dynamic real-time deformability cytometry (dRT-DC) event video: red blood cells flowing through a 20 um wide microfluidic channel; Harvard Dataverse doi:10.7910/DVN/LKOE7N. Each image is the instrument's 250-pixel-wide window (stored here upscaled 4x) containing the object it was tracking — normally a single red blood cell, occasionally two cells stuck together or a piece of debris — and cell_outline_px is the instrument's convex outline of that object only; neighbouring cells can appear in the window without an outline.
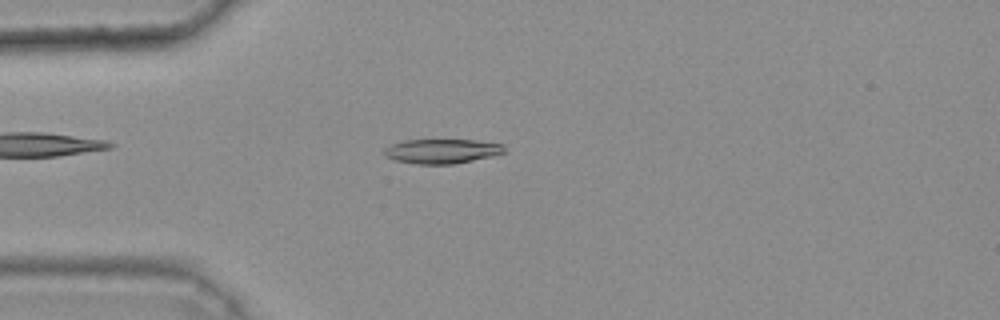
{"species": "common noctule bat (a hibernating species)", "species_latin": "Nyctalus noctula", "temperature_condition": "warm", "stored_images_in_passage": 39, "camera_frame_rate_fps": 3000, "um_per_image_px": 0.085, "animal": {"sex": "female", "body_mass_g": 25.1}, "frame": {"image": 1, "passage_image": 9, "time_ms": 2.667, "image_size_px": [1000, 320], "cell_outline_px": [[504, 152], [492, 156], [452, 164], [416, 164], [396, 160], [384, 156], [384, 148], [392, 144], [404, 140], [476, 140], [504, 144]], "centroid_in_image_um": [37.54, 12.84], "position_along_channel_um": 47.5, "area_um2": 17.05}}
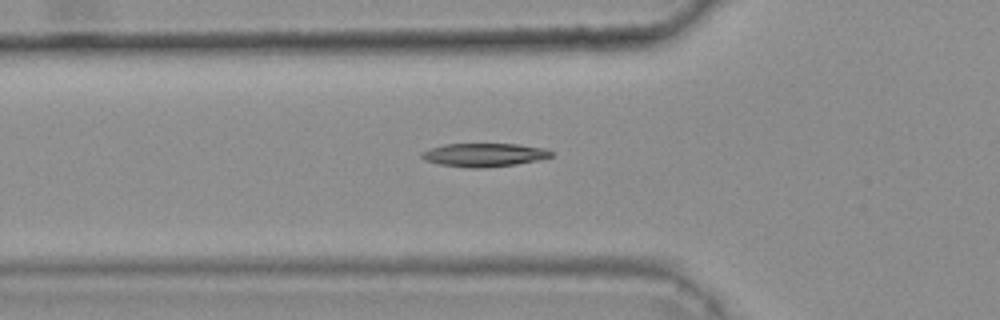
{"frame": {"image": 2, "passage_image": 13, "time_ms": 4.0, "image_size_px": [1000, 320], "cell_outline_px": [[552, 156], [536, 160], [516, 164], [484, 168], [468, 168], [440, 164], [424, 160], [420, 156], [420, 152], [444, 144], [520, 144], [548, 148], [552, 152]], "centroid_in_image_um": [41.15, 13.16], "position_along_channel_um": 84.6, "area_um2": 17.74}}
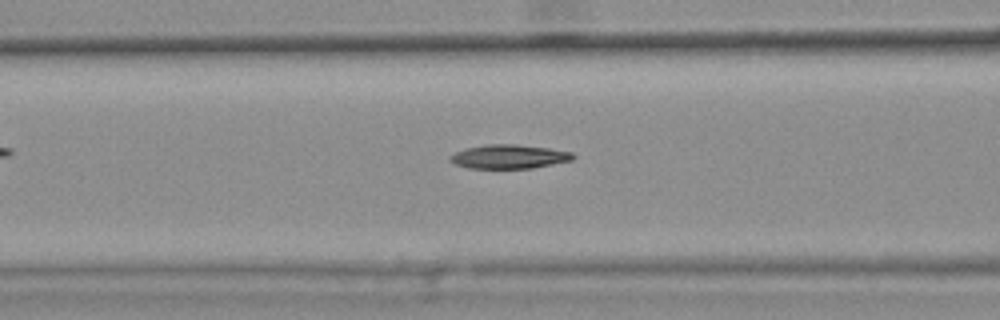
{"frame": {"image": 3, "passage_image": 16, "time_ms": 5.0, "image_size_px": [1000, 320], "cell_outline_px": [[576, 156], [572, 160], [532, 168], [468, 168], [456, 164], [448, 160], [448, 156], [456, 152], [468, 148], [484, 144], [516, 144], [548, 148], [572, 152]], "centroid_in_image_um": [43.26, 13.31], "position_along_channel_um": 123.3, "area_um2": 17.11}}